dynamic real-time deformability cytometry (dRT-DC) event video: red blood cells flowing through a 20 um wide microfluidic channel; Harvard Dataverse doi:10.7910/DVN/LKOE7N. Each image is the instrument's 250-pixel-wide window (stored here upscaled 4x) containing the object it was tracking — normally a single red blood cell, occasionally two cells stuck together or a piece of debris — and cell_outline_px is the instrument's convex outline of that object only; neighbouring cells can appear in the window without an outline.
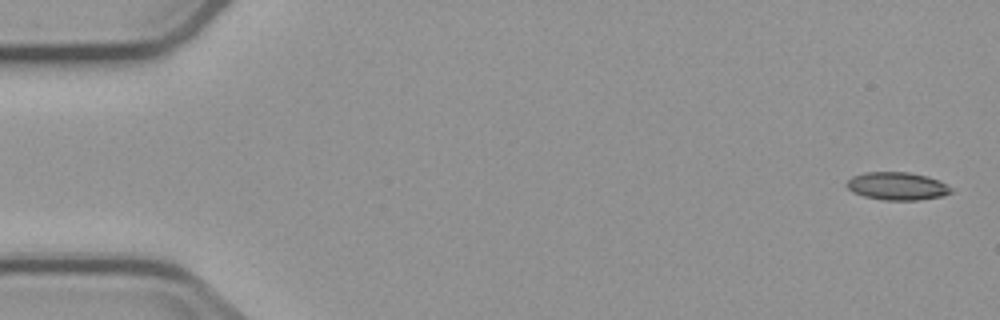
{"species": "common noctule bat (a hibernating species)", "species_latin": "Nyctalus noctula", "temperature_condition": "cold", "stored_images_in_passage": 2, "camera_frame_rate_fps": 3000, "um_per_image_px": 0.085, "animal": {"sex": "male", "body_mass_g": 23.1, "forearm_length_mm": 52.7}, "frame": {"image": 1, "passage_image": 2, "time_ms": 1.667, "image_size_px": [1000, 320], "cell_outline_px": [[952, 192], [940, 196], [916, 200], [884, 200], [864, 196], [852, 192], [844, 184], [852, 176], [864, 172], [908, 172], [928, 176], [940, 180], [952, 188]], "centroid_in_image_um": [76.24, 15.81], "position_along_channel_um": 8.8, "area_um2": 16.99}}